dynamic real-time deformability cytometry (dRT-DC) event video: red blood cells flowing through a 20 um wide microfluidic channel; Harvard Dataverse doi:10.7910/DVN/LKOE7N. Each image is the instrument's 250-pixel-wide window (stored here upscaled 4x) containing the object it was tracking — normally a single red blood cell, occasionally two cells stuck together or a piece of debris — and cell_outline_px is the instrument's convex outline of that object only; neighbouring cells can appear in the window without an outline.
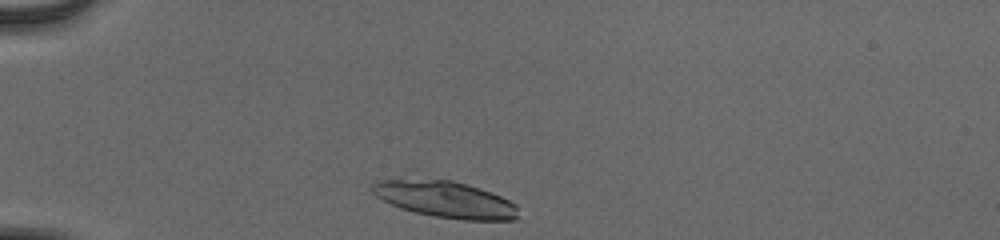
{"species": "human", "species_latin": "Homo sapiens", "temperature_condition": "cold", "stored_images_in_passage": 32, "camera_frame_rate_fps": 3000, "um_per_image_px": 0.085, "donor": {"sex": "male"}, "frame": {"image": 1, "passage_image": 1, "time_ms": 0.0, "image_size_px": [1000, 240], "cell_outline_px": [[516, 220], [464, 220], [436, 216], [416, 212], [400, 208], [376, 196], [372, 192], [372, 184], [376, 180], [452, 180], [480, 188], [500, 196], [516, 204]], "centroid_in_image_um": [37.86, 16.95], "position_along_channel_um": 47.1, "area_um2": 30.4}}
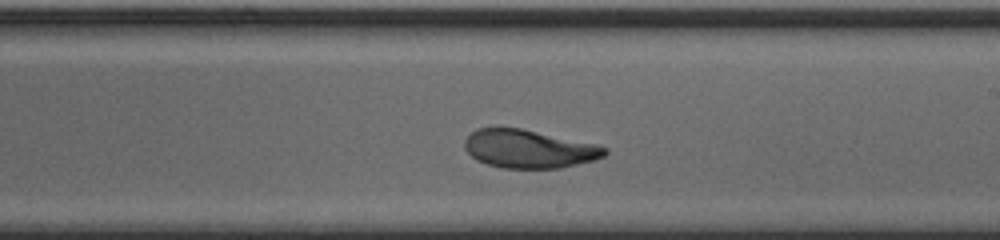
{"frame": {"image": 2, "passage_image": 19, "time_ms": 6.0, "image_size_px": [1000, 240], "cell_outline_px": [[608, 152], [604, 156], [596, 160], [560, 168], [500, 168], [476, 160], [464, 148], [464, 140], [476, 128], [496, 124], [500, 124], [520, 128], [596, 144], [608, 148]], "centroid_in_image_um": [44.91, 12.62], "position_along_channel_um": 244.1, "area_um2": 31.91}}
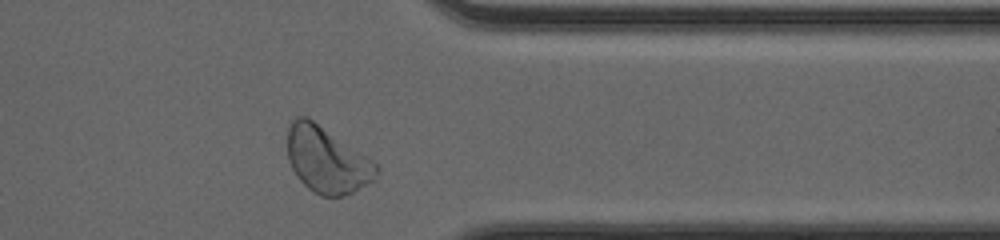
{"frame": {"image": 3, "passage_image": 30, "time_ms": 9.667, "image_size_px": [1000, 240], "cell_outline_px": [[380, 168], [376, 180], [344, 196], [320, 196], [308, 188], [296, 176], [288, 160], [288, 128], [292, 120], [296, 116], [308, 116], [368, 156]], "centroid_in_image_um": [27.8, 13.59], "position_along_channel_um": 383.6, "area_um2": 34.56}, "authors_computed_cell_mechanics": {"area_um2": 31.7611, "velocity_mm_per_s": 3.8988, "shape_relaxation_time_tau1_ms": 2.9704, "shape_relaxation_time_tau2_ms": 1.1258, "deformation_change_tau1": 0.1868, "deformation_change_tau2": 0.0777}}